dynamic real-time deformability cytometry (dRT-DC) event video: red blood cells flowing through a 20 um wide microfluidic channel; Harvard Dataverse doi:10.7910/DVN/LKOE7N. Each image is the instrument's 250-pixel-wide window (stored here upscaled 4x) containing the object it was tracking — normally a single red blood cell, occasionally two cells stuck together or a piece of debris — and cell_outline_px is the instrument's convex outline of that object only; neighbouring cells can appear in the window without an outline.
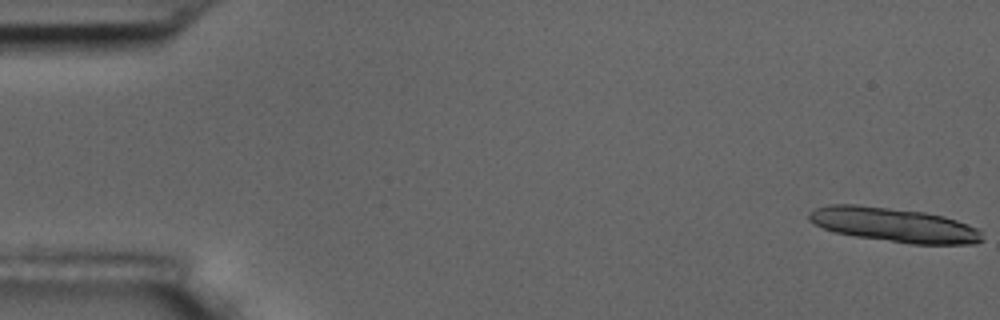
{"species": "common noctule bat (a hibernating species)", "species_latin": "Nyctalus noctula", "temperature_condition": "room temperature", "stored_images_in_passage": 7, "camera_frame_rate_fps": 3000, "um_per_image_px": 0.085, "animal": {"sex": "male", "body_mass_g": 17.5, "forearm_length_mm": 52.3}, "frame": {"image": 1, "passage_image": 1, "time_ms": 0.0, "image_size_px": [1000, 320], "cell_outline_px": [[984, 240], [976, 244], [912, 244], [856, 236], [836, 232], [824, 228], [808, 220], [808, 212], [816, 208], [828, 204], [856, 204], [924, 212], [944, 216], [968, 224], [976, 228], [980, 232]], "centroid_in_image_um": [76.0, 19.11], "position_along_channel_um": 9.0, "area_um2": 34.51}}
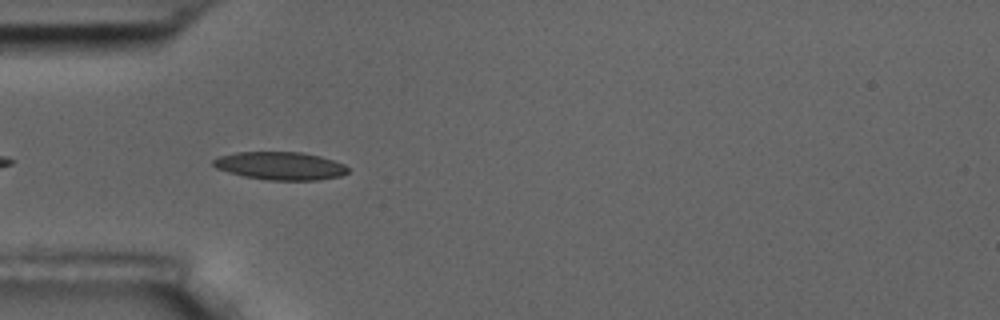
{"frame": {"image": 2, "passage_image": 6, "time_ms": 5.667, "image_size_px": [1000, 320], "cell_outline_px": [[348, 172], [340, 176], [320, 180], [268, 180], [244, 176], [228, 172], [216, 168], [212, 164], [212, 160], [220, 156], [236, 152], [300, 152], [320, 156], [344, 164], [348, 168]], "centroid_in_image_um": [23.82, 14.1], "position_along_channel_um": 61.2, "area_um2": 21.91}}